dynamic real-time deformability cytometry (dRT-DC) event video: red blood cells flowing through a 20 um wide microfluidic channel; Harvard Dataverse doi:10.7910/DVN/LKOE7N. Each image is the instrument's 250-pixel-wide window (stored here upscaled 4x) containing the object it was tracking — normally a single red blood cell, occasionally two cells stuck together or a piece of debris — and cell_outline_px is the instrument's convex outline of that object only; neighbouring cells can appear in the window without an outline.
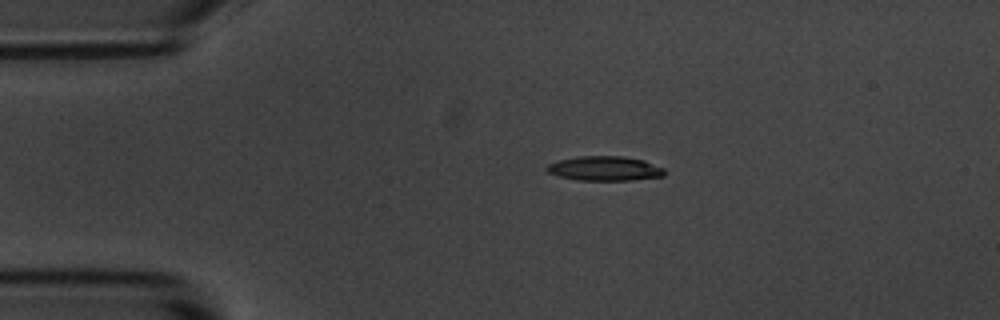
{"species": "common noctule bat (a hibernating species)", "species_latin": "Nyctalus noctula", "temperature_condition": "room temperature", "stored_images_in_passage": 55, "camera_frame_rate_fps": 3000, "um_per_image_px": 0.085, "animal": {"sex": "male", "body_mass_g": 20.1, "forearm_length_mm": 53.5}, "frame": {"image": 1, "passage_image": 11, "time_ms": 3.333, "image_size_px": [1000, 320], "cell_outline_px": [[664, 176], [632, 180], [576, 180], [560, 176], [548, 172], [544, 168], [548, 164], [560, 160], [580, 156], [624, 156], [644, 160], [664, 168]], "centroid_in_image_um": [51.41, 14.32], "position_along_channel_um": 33.6, "area_um2": 16.76}}
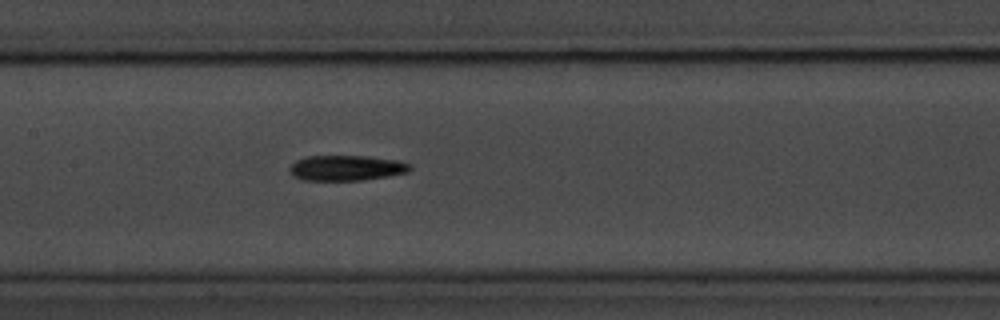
{"frame": {"image": 2, "passage_image": 26, "time_ms": 8.333, "image_size_px": [1000, 320], "cell_outline_px": [[412, 168], [408, 172], [388, 176], [360, 180], [300, 180], [292, 176], [288, 172], [288, 168], [296, 160], [308, 156], [368, 156], [396, 160], [408, 164]], "centroid_in_image_um": [29.38, 14.28], "position_along_channel_um": 178.0, "area_um2": 17.8}}
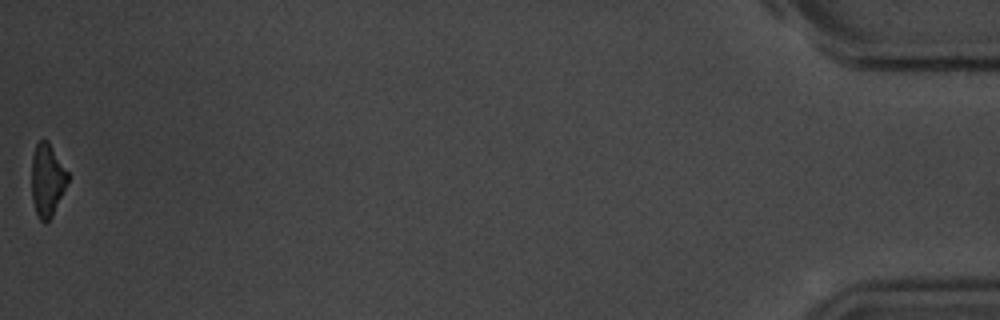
{"frame": {"image": 3, "passage_image": 55, "time_ms": 18.0, "image_size_px": [1000, 320], "cell_outline_px": [[68, 180], [52, 216], [44, 224], [40, 220], [36, 212], [32, 200], [32, 156], [36, 144], [40, 140], [48, 140], [68, 172]], "centroid_in_image_um": [4.0, 15.29], "position_along_channel_um": 431.2, "area_um2": 15.14}, "authors_computed_cell_mechanics": {"area_um2": 16.762, "velocity_mm_per_s": 3.6435, "shape_relaxation_time_tau1_ms": 2.6403, "shape_relaxation_time_tau2_ms": null, "deformation_change_tau1": 0.1512, "deformation_change_tau2": null}}